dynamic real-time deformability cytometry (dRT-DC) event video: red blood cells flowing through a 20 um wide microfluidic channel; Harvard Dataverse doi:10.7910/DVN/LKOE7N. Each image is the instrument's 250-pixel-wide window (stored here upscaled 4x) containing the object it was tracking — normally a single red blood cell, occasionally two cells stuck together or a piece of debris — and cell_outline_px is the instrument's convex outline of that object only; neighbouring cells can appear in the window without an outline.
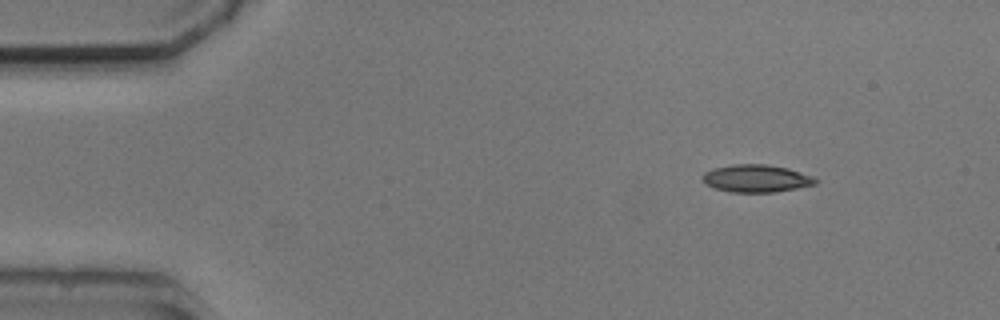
{"species": "common noctule bat (a hibernating species)", "species_latin": "Nyctalus noctula", "temperature_condition": "cold", "stored_images_in_passage": 6, "camera_frame_rate_fps": 3000, "um_per_image_px": 0.085, "animal": {"sex": "male", "body_mass_g": 20.5, "forearm_length_mm": 52.5}, "frame": {"image": 1, "passage_image": 1, "time_ms": 0.0, "image_size_px": [1000, 320], "cell_outline_px": [[820, 180], [816, 184], [776, 192], [728, 192], [704, 184], [700, 176], [704, 172], [712, 168], [732, 164], [768, 164], [788, 168], [816, 176]], "centroid_in_image_um": [64.29, 15.16], "position_along_channel_um": 20.7, "area_um2": 18.55}}
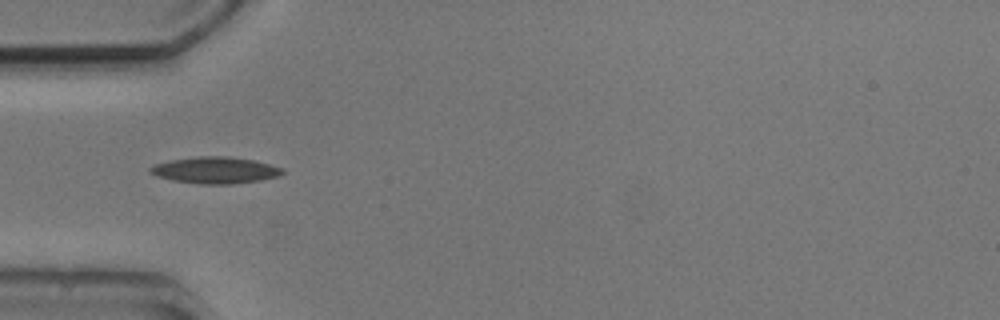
{"frame": {"image": 2, "passage_image": 4, "time_ms": 3.333, "image_size_px": [1000, 320], "cell_outline_px": [[284, 172], [280, 176], [260, 180], [232, 184], [200, 184], [172, 180], [156, 176], [148, 172], [148, 168], [152, 164], [172, 160], [196, 156], [228, 156], [256, 160], [284, 168]], "centroid_in_image_um": [18.29, 14.46], "position_along_channel_um": 66.7, "area_um2": 20.75}}